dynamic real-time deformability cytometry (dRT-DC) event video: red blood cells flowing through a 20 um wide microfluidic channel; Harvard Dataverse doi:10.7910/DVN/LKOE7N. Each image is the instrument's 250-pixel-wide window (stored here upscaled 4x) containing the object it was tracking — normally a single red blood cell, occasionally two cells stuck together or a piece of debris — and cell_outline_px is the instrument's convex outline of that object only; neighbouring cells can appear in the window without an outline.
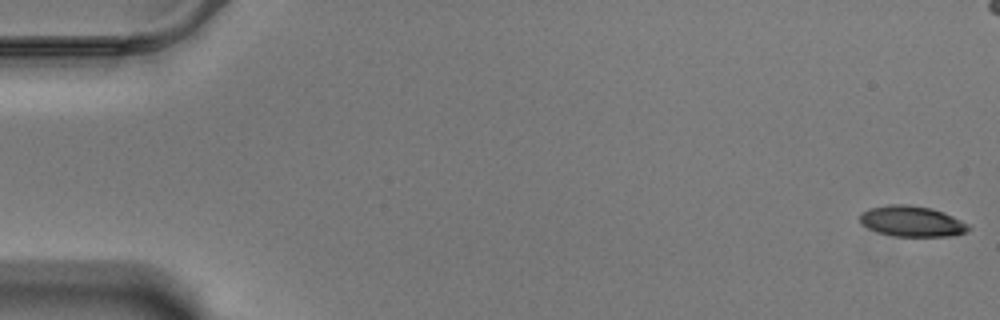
{"species": "Egyptian fruit bat (a non-hibernating species)", "species_latin": "Rousettus aegyptiacus", "temperature_condition": "warm", "stored_images_in_passage": 60, "camera_frame_rate_fps": 3000, "um_per_image_px": 0.085, "animal": {"sex": "male"}, "frame": {"image": 1, "passage_image": 1, "time_ms": 0.0, "image_size_px": [1000, 320], "cell_outline_px": [[972, 228], [964, 232], [952, 236], [892, 236], [876, 232], [860, 224], [860, 212], [868, 208], [888, 204], [908, 204], [932, 208], [944, 212], [968, 224]], "centroid_in_image_um": [77.46, 18.8], "position_along_channel_um": 7.5, "area_um2": 19.65}}
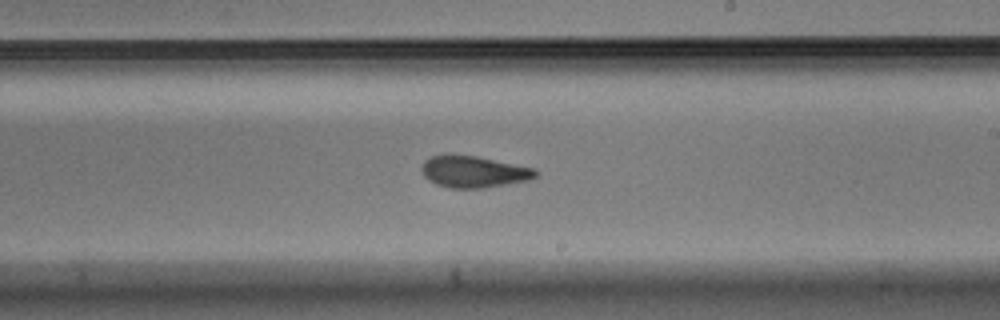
{"frame": {"image": 2, "passage_image": 35, "time_ms": 11.333, "image_size_px": [1000, 320], "cell_outline_px": [[540, 172], [536, 176], [528, 180], [484, 188], [448, 188], [436, 184], [428, 180], [424, 176], [420, 168], [424, 160], [432, 156], [444, 152], [448, 152], [476, 156], [536, 168]], "centroid_in_image_um": [40.22, 14.57], "position_along_channel_um": 248.8, "area_um2": 21.56}}
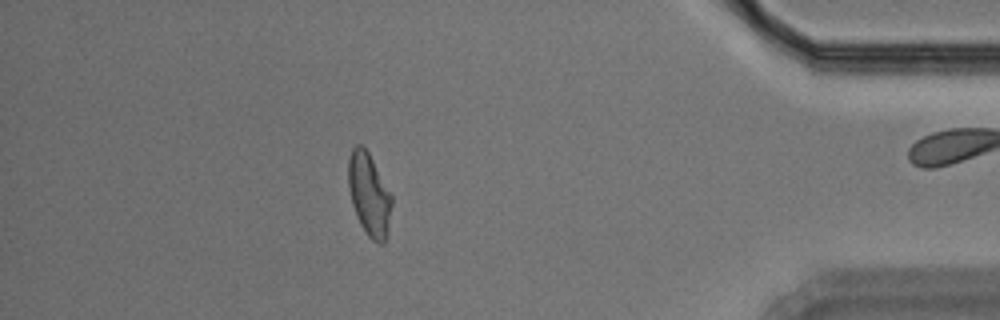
{"frame": {"image": 3, "passage_image": 52, "time_ms": 17.0, "image_size_px": [1000, 320], "cell_outline_px": [[392, 204], [388, 228], [384, 244], [380, 244], [372, 240], [368, 236], [360, 224], [352, 204], [348, 184], [348, 160], [352, 148], [356, 144], [364, 144], [392, 196]], "centroid_in_image_um": [31.36, 16.51], "position_along_channel_um": 403.8, "area_um2": 20.87}, "authors_computed_cell_mechanics": {"area_um2": 21.1837, "velocity_mm_per_s": 3.4629, "shape_relaxation_time_tau1_ms": 7.5372, "shape_relaxation_time_tau2_ms": 2.0552, "deformation_change_tau1": 0.1704, "deformation_change_tau2": 0.0938}}